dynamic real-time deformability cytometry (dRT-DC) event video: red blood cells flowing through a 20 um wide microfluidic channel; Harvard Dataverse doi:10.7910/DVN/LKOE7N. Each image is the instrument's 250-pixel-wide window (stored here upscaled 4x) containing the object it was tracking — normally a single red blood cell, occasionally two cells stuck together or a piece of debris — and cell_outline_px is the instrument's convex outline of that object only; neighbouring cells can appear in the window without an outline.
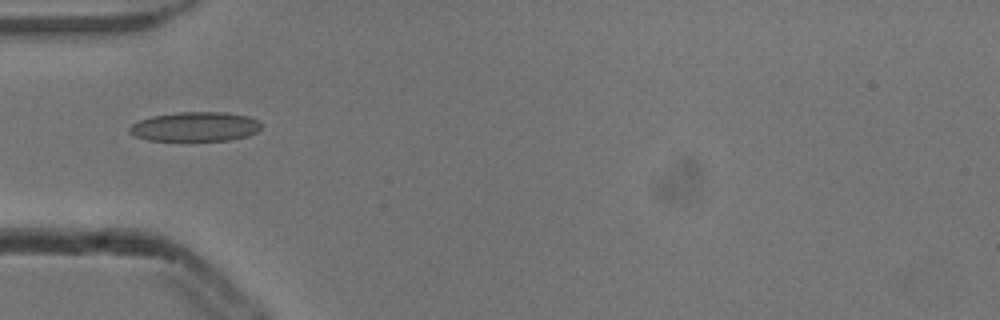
{"species": "common noctule bat (a hibernating species)", "species_latin": "Nyctalus noctula", "temperature_condition": "cold", "stored_images_in_passage": 8, "camera_frame_rate_fps": 3000, "um_per_image_px": 0.085, "animal": {"sex": "male", "body_mass_g": 13.3}, "frame": {"image": 1, "passage_image": 5, "time_ms": 1.333, "image_size_px": [1000, 320], "cell_outline_px": [[260, 128], [256, 132], [248, 136], [228, 140], [148, 140], [136, 136], [128, 132], [128, 128], [132, 124], [140, 120], [152, 116], [176, 112], [224, 112], [248, 116], [256, 120], [260, 124]], "centroid_in_image_um": [16.57, 10.76], "position_along_channel_um": 68.4, "area_um2": 22.43}}
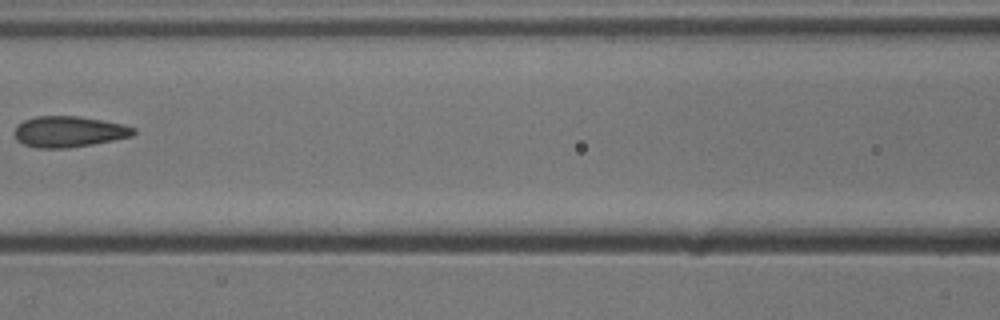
{"frame": {"image": 2, "passage_image": 7, "time_ms": 2.0, "image_size_px": [1000, 320], "cell_outline_px": [[136, 132], [132, 136], [92, 144], [68, 148], [36, 148], [24, 144], [16, 140], [12, 132], [16, 124], [24, 120], [36, 116], [80, 116], [104, 120], [124, 124], [136, 128]], "centroid_in_image_um": [5.82, 11.18], "position_along_channel_um": 160.8, "area_um2": 21.79}}
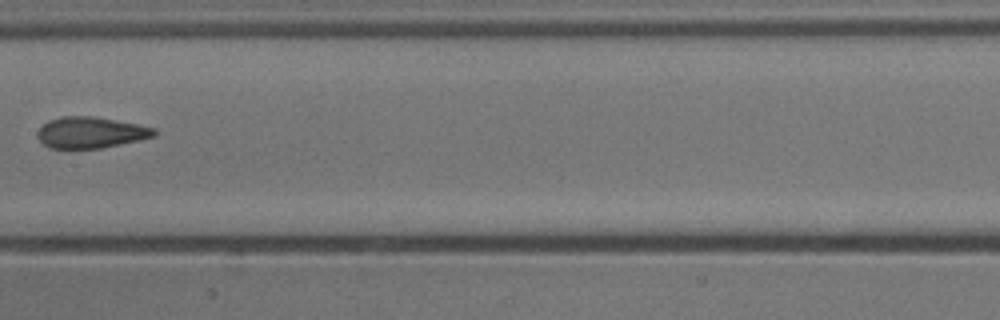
{"frame": {"image": 3, "passage_image": 8, "time_ms": 2.333, "image_size_px": [1000, 320], "cell_outline_px": [[156, 136], [100, 148], [48, 148], [40, 140], [36, 132], [48, 120], [60, 116], [92, 116], [140, 124], [156, 128]], "centroid_in_image_um": [7.71, 11.25], "position_along_channel_um": 199.7, "area_um2": 21.15}}